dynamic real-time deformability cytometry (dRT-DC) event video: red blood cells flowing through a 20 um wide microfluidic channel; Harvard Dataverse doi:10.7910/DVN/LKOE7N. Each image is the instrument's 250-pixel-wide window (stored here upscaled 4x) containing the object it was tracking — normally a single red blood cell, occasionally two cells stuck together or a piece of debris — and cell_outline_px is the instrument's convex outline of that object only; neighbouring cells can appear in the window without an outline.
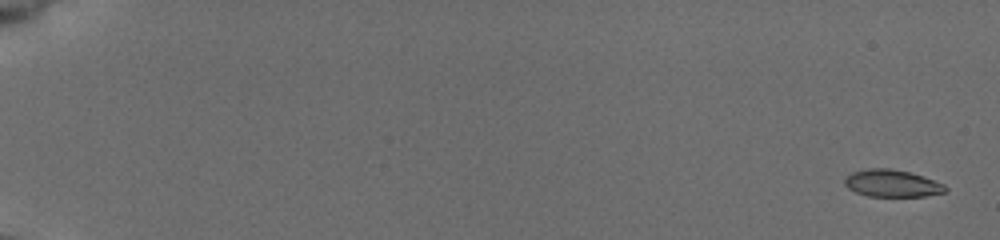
{"species": "common noctule bat (a hibernating species)", "species_latin": "Nyctalus noctula", "temperature_condition": "cold", "stored_images_in_passage": 42, "camera_frame_rate_fps": 3000, "um_per_image_px": 0.085, "animal": {"sex": "female", "body_mass_g": 19.5, "forearm_length_mm": 54.1}, "frame": {"image": 1, "passage_image": 1, "time_ms": 0.0, "image_size_px": [1000, 240], "cell_outline_px": [[948, 188], [944, 192], [924, 196], [868, 196], [856, 192], [848, 188], [844, 184], [844, 180], [852, 172], [868, 168], [888, 168], [908, 172], [944, 184]], "centroid_in_image_um": [75.79, 15.59], "position_along_channel_um": 9.2, "area_um2": 15.66}}
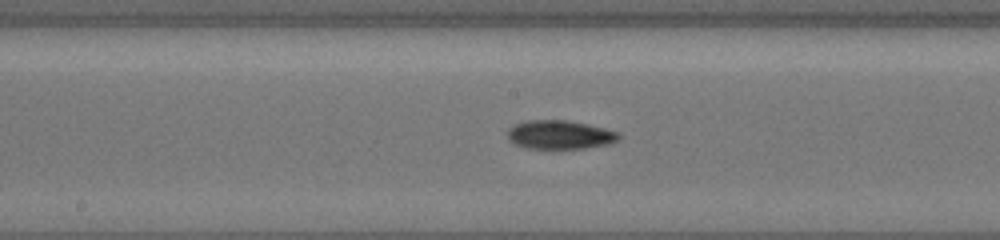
{"frame": {"image": 2, "passage_image": 24, "time_ms": 7.667, "image_size_px": [1000, 240], "cell_outline_px": [[620, 136], [612, 144], [584, 148], [524, 148], [508, 140], [508, 128], [524, 120], [564, 120], [588, 124], [604, 128], [616, 132]], "centroid_in_image_um": [47.56, 11.45], "position_along_channel_um": 200.6, "area_um2": 18.55}}
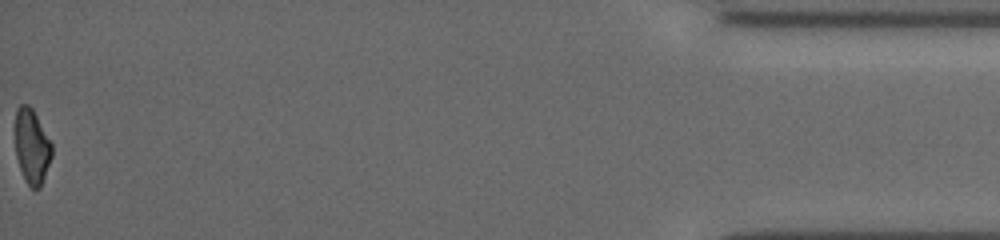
{"frame": {"image": 3, "passage_image": 42, "time_ms": 13.667, "image_size_px": [1000, 240], "cell_outline_px": [[52, 156], [40, 188], [32, 188], [28, 184], [20, 168], [16, 156], [16, 108], [20, 104], [28, 104], [32, 108], [52, 144]], "centroid_in_image_um": [2.71, 12.43], "position_along_channel_um": 432.5, "area_um2": 15.66}, "authors_computed_cell_mechanics": {"area_um2": 16.9065, "velocity_mm_per_s": 3.9291, "shape_relaxation_time_tau1_ms": 3.7746, "shape_relaxation_time_tau2_ms": 4.8074, "deformation_change_tau1": 0.1362, "deformation_change_tau2": 0.1428}}